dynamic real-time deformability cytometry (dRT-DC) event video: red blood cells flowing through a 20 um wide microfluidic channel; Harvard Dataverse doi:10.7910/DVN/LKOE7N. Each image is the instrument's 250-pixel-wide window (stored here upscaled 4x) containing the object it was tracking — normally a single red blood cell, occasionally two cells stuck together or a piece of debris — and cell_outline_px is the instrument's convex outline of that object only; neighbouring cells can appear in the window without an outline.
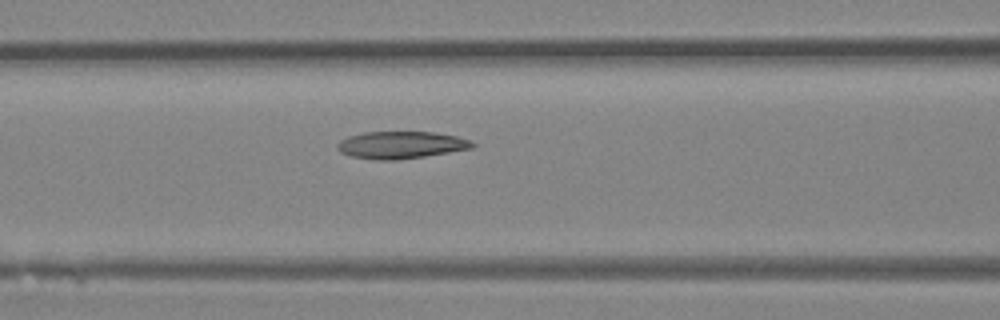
{"species": "Egyptian fruit bat (a non-hibernating species)", "species_latin": "Rousettus aegyptiacus", "temperature_condition": "room temperature", "stored_images_in_passage": 5, "camera_frame_rate_fps": 3000, "um_per_image_px": 0.085, "animal": {"sex": "female"}, "frame": {"image": 1, "passage_image": 5, "time_ms": 1.333, "image_size_px": [1000, 320], "cell_outline_px": [[476, 144], [472, 148], [424, 156], [396, 160], [372, 160], [352, 156], [340, 152], [336, 148], [336, 144], [340, 140], [348, 136], [364, 132], [432, 132], [456, 136], [468, 140]], "centroid_in_image_um": [34.02, 12.32], "position_along_channel_um": 132.6, "area_um2": 21.33}}